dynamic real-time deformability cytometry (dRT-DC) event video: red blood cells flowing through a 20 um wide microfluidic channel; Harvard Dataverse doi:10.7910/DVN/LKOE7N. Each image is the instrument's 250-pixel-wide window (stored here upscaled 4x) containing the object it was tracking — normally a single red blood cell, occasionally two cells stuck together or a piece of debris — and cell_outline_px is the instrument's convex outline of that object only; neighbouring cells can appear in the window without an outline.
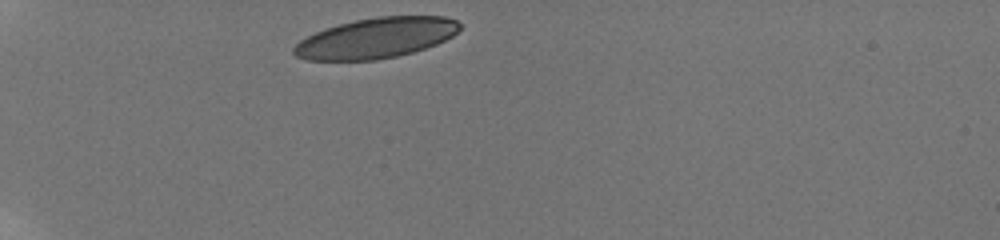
{"species": "human", "species_latin": "Homo sapiens", "temperature_condition": "room temperature", "stored_images_in_passage": 34, "camera_frame_rate_fps": 3000, "um_per_image_px": 0.085, "donor": {"sex": "male"}, "frame": {"image": 1, "passage_image": 1, "time_ms": 0.0, "image_size_px": [1000, 240], "cell_outline_px": [[460, 28], [452, 36], [436, 44], [412, 52], [396, 56], [376, 60], [308, 60], [296, 56], [292, 52], [292, 48], [300, 40], [324, 28], [356, 20], [376, 16], [444, 16], [456, 20], [460, 24]], "centroid_in_image_um": [31.95, 3.23], "position_along_channel_um": 53.1, "area_um2": 38.84}}
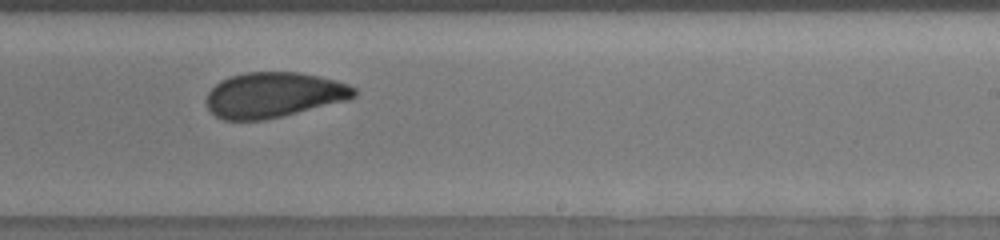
{"frame": {"image": 2, "passage_image": 21, "time_ms": 6.667, "image_size_px": [1000, 240], "cell_outline_px": [[356, 96], [348, 100], [264, 120], [224, 120], [216, 116], [208, 108], [204, 100], [208, 92], [220, 80], [228, 76], [244, 72], [300, 72], [320, 76], [336, 80], [348, 84], [356, 88]], "centroid_in_image_um": [23.25, 8.05], "position_along_channel_um": 265.8, "area_um2": 39.19}}
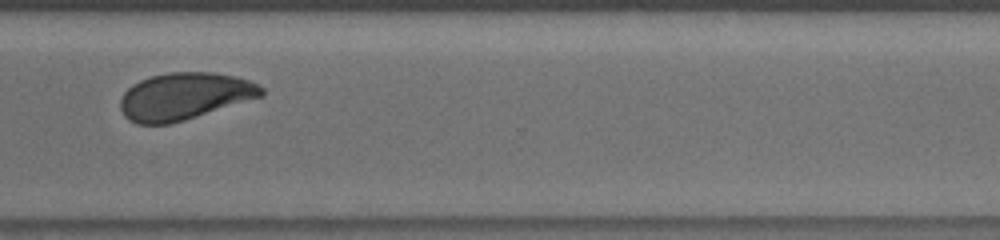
{"frame": {"image": 3, "passage_image": 28, "time_ms": 9.0, "image_size_px": [1000, 240], "cell_outline_px": [[264, 96], [184, 120], [168, 124], [136, 124], [128, 120], [124, 116], [120, 108], [120, 100], [124, 92], [132, 84], [140, 80], [152, 76], [168, 72], [212, 72], [236, 76], [260, 84], [264, 88]], "centroid_in_image_um": [15.68, 8.18], "position_along_channel_um": 354.9, "area_um2": 38.9}, "authors_computed_cell_mechanics": {"area_um2": 39.7953, "velocity_mm_per_s": 3.8062, "shape_relaxation_time_tau1_ms": 7.2695, "shape_relaxation_time_tau2_ms": 1.493, "deformation_change_tau1": 0.1697, "deformation_change_tau2": 0.0699}}